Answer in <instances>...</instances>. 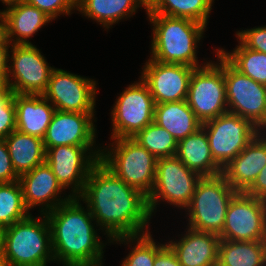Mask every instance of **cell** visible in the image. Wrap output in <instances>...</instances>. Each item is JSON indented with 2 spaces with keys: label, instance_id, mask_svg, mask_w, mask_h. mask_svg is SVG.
<instances>
[{
  "label": "cell",
  "instance_id": "24",
  "mask_svg": "<svg viewBox=\"0 0 266 266\" xmlns=\"http://www.w3.org/2000/svg\"><path fill=\"white\" fill-rule=\"evenodd\" d=\"M4 140L13 168L19 177L46 162L43 139L15 129Z\"/></svg>",
  "mask_w": 266,
  "mask_h": 266
},
{
  "label": "cell",
  "instance_id": "1",
  "mask_svg": "<svg viewBox=\"0 0 266 266\" xmlns=\"http://www.w3.org/2000/svg\"><path fill=\"white\" fill-rule=\"evenodd\" d=\"M79 199L86 204L108 242L149 232L152 217L147 196L127 185L100 160L92 167Z\"/></svg>",
  "mask_w": 266,
  "mask_h": 266
},
{
  "label": "cell",
  "instance_id": "16",
  "mask_svg": "<svg viewBox=\"0 0 266 266\" xmlns=\"http://www.w3.org/2000/svg\"><path fill=\"white\" fill-rule=\"evenodd\" d=\"M195 68L181 64L161 63L148 59L141 79L147 84L155 104L186 100L191 75Z\"/></svg>",
  "mask_w": 266,
  "mask_h": 266
},
{
  "label": "cell",
  "instance_id": "14",
  "mask_svg": "<svg viewBox=\"0 0 266 266\" xmlns=\"http://www.w3.org/2000/svg\"><path fill=\"white\" fill-rule=\"evenodd\" d=\"M94 79L54 68L42 94L55 110L95 113L97 85Z\"/></svg>",
  "mask_w": 266,
  "mask_h": 266
},
{
  "label": "cell",
  "instance_id": "34",
  "mask_svg": "<svg viewBox=\"0 0 266 266\" xmlns=\"http://www.w3.org/2000/svg\"><path fill=\"white\" fill-rule=\"evenodd\" d=\"M43 11L52 20L60 15H71L77 10V0H25ZM72 12V13H71Z\"/></svg>",
  "mask_w": 266,
  "mask_h": 266
},
{
  "label": "cell",
  "instance_id": "17",
  "mask_svg": "<svg viewBox=\"0 0 266 266\" xmlns=\"http://www.w3.org/2000/svg\"><path fill=\"white\" fill-rule=\"evenodd\" d=\"M94 115L55 110L43 138L45 148L60 145L96 146L97 129Z\"/></svg>",
  "mask_w": 266,
  "mask_h": 266
},
{
  "label": "cell",
  "instance_id": "27",
  "mask_svg": "<svg viewBox=\"0 0 266 266\" xmlns=\"http://www.w3.org/2000/svg\"><path fill=\"white\" fill-rule=\"evenodd\" d=\"M218 266H266V240L220 239Z\"/></svg>",
  "mask_w": 266,
  "mask_h": 266
},
{
  "label": "cell",
  "instance_id": "44",
  "mask_svg": "<svg viewBox=\"0 0 266 266\" xmlns=\"http://www.w3.org/2000/svg\"><path fill=\"white\" fill-rule=\"evenodd\" d=\"M0 1H2V3L6 6L9 3L20 1V0H0Z\"/></svg>",
  "mask_w": 266,
  "mask_h": 266
},
{
  "label": "cell",
  "instance_id": "2",
  "mask_svg": "<svg viewBox=\"0 0 266 266\" xmlns=\"http://www.w3.org/2000/svg\"><path fill=\"white\" fill-rule=\"evenodd\" d=\"M85 207L79 197H72L45 214L50 226L55 263L63 266H103L106 245L99 238L97 230L100 229L96 228L91 212Z\"/></svg>",
  "mask_w": 266,
  "mask_h": 266
},
{
  "label": "cell",
  "instance_id": "22",
  "mask_svg": "<svg viewBox=\"0 0 266 266\" xmlns=\"http://www.w3.org/2000/svg\"><path fill=\"white\" fill-rule=\"evenodd\" d=\"M16 130L43 139L55 107L43 96L13 93Z\"/></svg>",
  "mask_w": 266,
  "mask_h": 266
},
{
  "label": "cell",
  "instance_id": "41",
  "mask_svg": "<svg viewBox=\"0 0 266 266\" xmlns=\"http://www.w3.org/2000/svg\"><path fill=\"white\" fill-rule=\"evenodd\" d=\"M139 1L143 4V8L146 11L155 3L156 0H139Z\"/></svg>",
  "mask_w": 266,
  "mask_h": 266
},
{
  "label": "cell",
  "instance_id": "29",
  "mask_svg": "<svg viewBox=\"0 0 266 266\" xmlns=\"http://www.w3.org/2000/svg\"><path fill=\"white\" fill-rule=\"evenodd\" d=\"M238 42L231 52L223 48L217 51L239 72L266 85V53L250 50Z\"/></svg>",
  "mask_w": 266,
  "mask_h": 266
},
{
  "label": "cell",
  "instance_id": "32",
  "mask_svg": "<svg viewBox=\"0 0 266 266\" xmlns=\"http://www.w3.org/2000/svg\"><path fill=\"white\" fill-rule=\"evenodd\" d=\"M153 239L151 232H148L137 236L117 237L110 240V242L113 244H129L128 247H130L131 251L122 260L121 266H154L156 242Z\"/></svg>",
  "mask_w": 266,
  "mask_h": 266
},
{
  "label": "cell",
  "instance_id": "33",
  "mask_svg": "<svg viewBox=\"0 0 266 266\" xmlns=\"http://www.w3.org/2000/svg\"><path fill=\"white\" fill-rule=\"evenodd\" d=\"M16 129L13 92L6 86L0 92V139H5Z\"/></svg>",
  "mask_w": 266,
  "mask_h": 266
},
{
  "label": "cell",
  "instance_id": "12",
  "mask_svg": "<svg viewBox=\"0 0 266 266\" xmlns=\"http://www.w3.org/2000/svg\"><path fill=\"white\" fill-rule=\"evenodd\" d=\"M224 78L228 112L249 120L266 131V85L235 69L224 58Z\"/></svg>",
  "mask_w": 266,
  "mask_h": 266
},
{
  "label": "cell",
  "instance_id": "42",
  "mask_svg": "<svg viewBox=\"0 0 266 266\" xmlns=\"http://www.w3.org/2000/svg\"><path fill=\"white\" fill-rule=\"evenodd\" d=\"M3 235H4V228L0 225V253L2 252L3 248Z\"/></svg>",
  "mask_w": 266,
  "mask_h": 266
},
{
  "label": "cell",
  "instance_id": "19",
  "mask_svg": "<svg viewBox=\"0 0 266 266\" xmlns=\"http://www.w3.org/2000/svg\"><path fill=\"white\" fill-rule=\"evenodd\" d=\"M266 165V131L259 132L253 140L224 168L222 175L238 192H245Z\"/></svg>",
  "mask_w": 266,
  "mask_h": 266
},
{
  "label": "cell",
  "instance_id": "6",
  "mask_svg": "<svg viewBox=\"0 0 266 266\" xmlns=\"http://www.w3.org/2000/svg\"><path fill=\"white\" fill-rule=\"evenodd\" d=\"M237 193L222 174L201 177L185 208L189 217L187 227L220 235L228 206Z\"/></svg>",
  "mask_w": 266,
  "mask_h": 266
},
{
  "label": "cell",
  "instance_id": "18",
  "mask_svg": "<svg viewBox=\"0 0 266 266\" xmlns=\"http://www.w3.org/2000/svg\"><path fill=\"white\" fill-rule=\"evenodd\" d=\"M19 182L24 204L29 211L40 206V214H46L72 198L70 194L61 197L64 189L46 162L21 175Z\"/></svg>",
  "mask_w": 266,
  "mask_h": 266
},
{
  "label": "cell",
  "instance_id": "43",
  "mask_svg": "<svg viewBox=\"0 0 266 266\" xmlns=\"http://www.w3.org/2000/svg\"><path fill=\"white\" fill-rule=\"evenodd\" d=\"M0 266H10L1 253H0Z\"/></svg>",
  "mask_w": 266,
  "mask_h": 266
},
{
  "label": "cell",
  "instance_id": "10",
  "mask_svg": "<svg viewBox=\"0 0 266 266\" xmlns=\"http://www.w3.org/2000/svg\"><path fill=\"white\" fill-rule=\"evenodd\" d=\"M214 161L224 168L261 132L249 120L237 114L223 115L202 123Z\"/></svg>",
  "mask_w": 266,
  "mask_h": 266
},
{
  "label": "cell",
  "instance_id": "9",
  "mask_svg": "<svg viewBox=\"0 0 266 266\" xmlns=\"http://www.w3.org/2000/svg\"><path fill=\"white\" fill-rule=\"evenodd\" d=\"M121 92L111 109V138H132L154 121L155 102L147 84L139 78Z\"/></svg>",
  "mask_w": 266,
  "mask_h": 266
},
{
  "label": "cell",
  "instance_id": "38",
  "mask_svg": "<svg viewBox=\"0 0 266 266\" xmlns=\"http://www.w3.org/2000/svg\"><path fill=\"white\" fill-rule=\"evenodd\" d=\"M247 195L254 196L255 198L266 201V165L259 172L256 180L253 184L245 191Z\"/></svg>",
  "mask_w": 266,
  "mask_h": 266
},
{
  "label": "cell",
  "instance_id": "30",
  "mask_svg": "<svg viewBox=\"0 0 266 266\" xmlns=\"http://www.w3.org/2000/svg\"><path fill=\"white\" fill-rule=\"evenodd\" d=\"M31 212L26 208L23 191L18 181L0 183V225L5 229L27 218Z\"/></svg>",
  "mask_w": 266,
  "mask_h": 266
},
{
  "label": "cell",
  "instance_id": "28",
  "mask_svg": "<svg viewBox=\"0 0 266 266\" xmlns=\"http://www.w3.org/2000/svg\"><path fill=\"white\" fill-rule=\"evenodd\" d=\"M214 0H156L146 14L187 18L208 25Z\"/></svg>",
  "mask_w": 266,
  "mask_h": 266
},
{
  "label": "cell",
  "instance_id": "23",
  "mask_svg": "<svg viewBox=\"0 0 266 266\" xmlns=\"http://www.w3.org/2000/svg\"><path fill=\"white\" fill-rule=\"evenodd\" d=\"M176 156L190 169L203 176H215L222 168L214 161L206 131L201 127L195 133L178 141Z\"/></svg>",
  "mask_w": 266,
  "mask_h": 266
},
{
  "label": "cell",
  "instance_id": "21",
  "mask_svg": "<svg viewBox=\"0 0 266 266\" xmlns=\"http://www.w3.org/2000/svg\"><path fill=\"white\" fill-rule=\"evenodd\" d=\"M7 40L10 44H32L30 39L44 25L53 20L37 7L20 0L7 4L3 11Z\"/></svg>",
  "mask_w": 266,
  "mask_h": 266
},
{
  "label": "cell",
  "instance_id": "13",
  "mask_svg": "<svg viewBox=\"0 0 266 266\" xmlns=\"http://www.w3.org/2000/svg\"><path fill=\"white\" fill-rule=\"evenodd\" d=\"M10 50L6 86L15 94L42 95L54 67L33 44H11Z\"/></svg>",
  "mask_w": 266,
  "mask_h": 266
},
{
  "label": "cell",
  "instance_id": "35",
  "mask_svg": "<svg viewBox=\"0 0 266 266\" xmlns=\"http://www.w3.org/2000/svg\"><path fill=\"white\" fill-rule=\"evenodd\" d=\"M236 36L246 48L266 53V25L237 31Z\"/></svg>",
  "mask_w": 266,
  "mask_h": 266
},
{
  "label": "cell",
  "instance_id": "3",
  "mask_svg": "<svg viewBox=\"0 0 266 266\" xmlns=\"http://www.w3.org/2000/svg\"><path fill=\"white\" fill-rule=\"evenodd\" d=\"M147 16L153 26L150 59L194 68L208 63L206 61L199 65L196 50L198 43L204 37L206 25L187 18L161 14H147Z\"/></svg>",
  "mask_w": 266,
  "mask_h": 266
},
{
  "label": "cell",
  "instance_id": "40",
  "mask_svg": "<svg viewBox=\"0 0 266 266\" xmlns=\"http://www.w3.org/2000/svg\"><path fill=\"white\" fill-rule=\"evenodd\" d=\"M0 45H11L7 40L6 24L3 15L0 13Z\"/></svg>",
  "mask_w": 266,
  "mask_h": 266
},
{
  "label": "cell",
  "instance_id": "4",
  "mask_svg": "<svg viewBox=\"0 0 266 266\" xmlns=\"http://www.w3.org/2000/svg\"><path fill=\"white\" fill-rule=\"evenodd\" d=\"M40 216L36 218L30 214L4 229L1 254L10 266L55 263L49 222L45 214Z\"/></svg>",
  "mask_w": 266,
  "mask_h": 266
},
{
  "label": "cell",
  "instance_id": "45",
  "mask_svg": "<svg viewBox=\"0 0 266 266\" xmlns=\"http://www.w3.org/2000/svg\"><path fill=\"white\" fill-rule=\"evenodd\" d=\"M6 87V85L0 81V92Z\"/></svg>",
  "mask_w": 266,
  "mask_h": 266
},
{
  "label": "cell",
  "instance_id": "5",
  "mask_svg": "<svg viewBox=\"0 0 266 266\" xmlns=\"http://www.w3.org/2000/svg\"><path fill=\"white\" fill-rule=\"evenodd\" d=\"M112 141L109 148L101 147L100 161L127 185L148 196L155 182L157 158L133 138Z\"/></svg>",
  "mask_w": 266,
  "mask_h": 266
},
{
  "label": "cell",
  "instance_id": "31",
  "mask_svg": "<svg viewBox=\"0 0 266 266\" xmlns=\"http://www.w3.org/2000/svg\"><path fill=\"white\" fill-rule=\"evenodd\" d=\"M132 138L157 159L176 155L178 141L155 122L147 125Z\"/></svg>",
  "mask_w": 266,
  "mask_h": 266
},
{
  "label": "cell",
  "instance_id": "26",
  "mask_svg": "<svg viewBox=\"0 0 266 266\" xmlns=\"http://www.w3.org/2000/svg\"><path fill=\"white\" fill-rule=\"evenodd\" d=\"M141 6L139 0H77V11L101 24L105 30L135 15Z\"/></svg>",
  "mask_w": 266,
  "mask_h": 266
},
{
  "label": "cell",
  "instance_id": "37",
  "mask_svg": "<svg viewBox=\"0 0 266 266\" xmlns=\"http://www.w3.org/2000/svg\"><path fill=\"white\" fill-rule=\"evenodd\" d=\"M154 266H182L176 256V253L167 243L156 244V258Z\"/></svg>",
  "mask_w": 266,
  "mask_h": 266
},
{
  "label": "cell",
  "instance_id": "20",
  "mask_svg": "<svg viewBox=\"0 0 266 266\" xmlns=\"http://www.w3.org/2000/svg\"><path fill=\"white\" fill-rule=\"evenodd\" d=\"M181 239L166 242L182 266H218L220 236L189 227Z\"/></svg>",
  "mask_w": 266,
  "mask_h": 266
},
{
  "label": "cell",
  "instance_id": "25",
  "mask_svg": "<svg viewBox=\"0 0 266 266\" xmlns=\"http://www.w3.org/2000/svg\"><path fill=\"white\" fill-rule=\"evenodd\" d=\"M153 122L166 129L177 141L195 133L202 126L186 100L155 104Z\"/></svg>",
  "mask_w": 266,
  "mask_h": 266
},
{
  "label": "cell",
  "instance_id": "7",
  "mask_svg": "<svg viewBox=\"0 0 266 266\" xmlns=\"http://www.w3.org/2000/svg\"><path fill=\"white\" fill-rule=\"evenodd\" d=\"M215 50L218 61L195 68L189 81L186 101L201 123L228 112L224 57Z\"/></svg>",
  "mask_w": 266,
  "mask_h": 266
},
{
  "label": "cell",
  "instance_id": "39",
  "mask_svg": "<svg viewBox=\"0 0 266 266\" xmlns=\"http://www.w3.org/2000/svg\"><path fill=\"white\" fill-rule=\"evenodd\" d=\"M11 45H0V81L6 85L9 67V48Z\"/></svg>",
  "mask_w": 266,
  "mask_h": 266
},
{
  "label": "cell",
  "instance_id": "36",
  "mask_svg": "<svg viewBox=\"0 0 266 266\" xmlns=\"http://www.w3.org/2000/svg\"><path fill=\"white\" fill-rule=\"evenodd\" d=\"M19 180L16 174L7 145L4 139H0V183H11Z\"/></svg>",
  "mask_w": 266,
  "mask_h": 266
},
{
  "label": "cell",
  "instance_id": "15",
  "mask_svg": "<svg viewBox=\"0 0 266 266\" xmlns=\"http://www.w3.org/2000/svg\"><path fill=\"white\" fill-rule=\"evenodd\" d=\"M220 239L266 240V201L238 192L231 200Z\"/></svg>",
  "mask_w": 266,
  "mask_h": 266
},
{
  "label": "cell",
  "instance_id": "8",
  "mask_svg": "<svg viewBox=\"0 0 266 266\" xmlns=\"http://www.w3.org/2000/svg\"><path fill=\"white\" fill-rule=\"evenodd\" d=\"M201 177L176 155L157 159L154 186L147 196L151 215H155L161 201L185 210Z\"/></svg>",
  "mask_w": 266,
  "mask_h": 266
},
{
  "label": "cell",
  "instance_id": "11",
  "mask_svg": "<svg viewBox=\"0 0 266 266\" xmlns=\"http://www.w3.org/2000/svg\"><path fill=\"white\" fill-rule=\"evenodd\" d=\"M45 149L46 163L51 167L59 184L64 191L71 188L72 197H79L92 167L100 160L102 148L60 145Z\"/></svg>",
  "mask_w": 266,
  "mask_h": 266
}]
</instances>
